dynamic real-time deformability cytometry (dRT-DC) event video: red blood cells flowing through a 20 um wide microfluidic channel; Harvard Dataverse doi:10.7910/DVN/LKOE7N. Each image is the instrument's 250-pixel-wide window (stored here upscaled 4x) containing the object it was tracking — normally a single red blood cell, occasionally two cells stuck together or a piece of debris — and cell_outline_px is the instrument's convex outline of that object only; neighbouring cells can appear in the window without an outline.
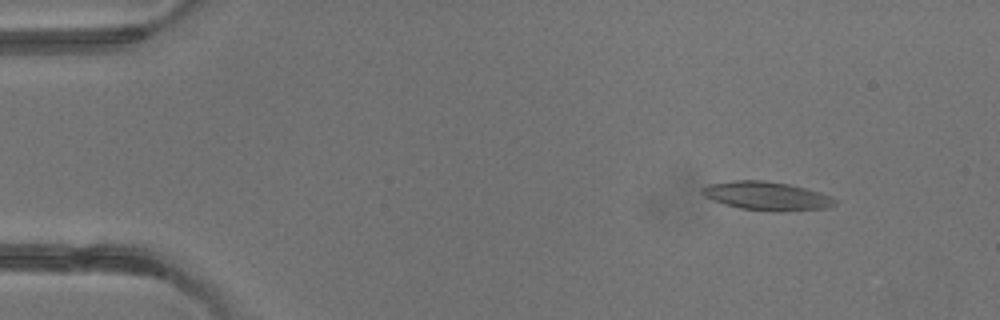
{"species": "common noctule bat (a hibernating species)", "species_latin": "Nyctalus noctula", "temperature_condition": "warm", "stored_images_in_passage": 4, "camera_frame_rate_fps": 3000, "um_per_image_px": 0.085, "animal": {"sex": "male", "body_mass_g": 13.3}, "frame": {"image": 1, "passage_image": 2, "time_ms": 1.333, "image_size_px": [1000, 320], "cell_outline_px": [[836, 204], [828, 208], [740, 208], [724, 204], [704, 196], [700, 192], [700, 188], [708, 184], [732, 180], [764, 180], [788, 184], [820, 192], [836, 200]], "centroid_in_image_um": [65.06, 16.58], "position_along_channel_um": 19.9, "area_um2": 20.87}}
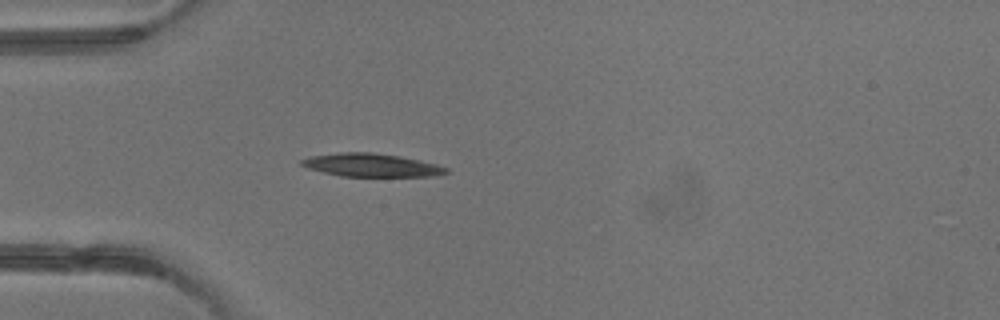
{"frame": {"image": 2, "passage_image": 4, "time_ms": 3.667, "image_size_px": [1000, 320], "cell_outline_px": [[448, 172], [436, 176], [340, 176], [308, 168], [300, 164], [300, 160], [308, 156], [340, 152], [372, 152], [400, 156], [420, 160], [436, 164], [448, 168]], "centroid_in_image_um": [31.55, 14.03], "position_along_channel_um": 53.5, "area_um2": 19.54}}